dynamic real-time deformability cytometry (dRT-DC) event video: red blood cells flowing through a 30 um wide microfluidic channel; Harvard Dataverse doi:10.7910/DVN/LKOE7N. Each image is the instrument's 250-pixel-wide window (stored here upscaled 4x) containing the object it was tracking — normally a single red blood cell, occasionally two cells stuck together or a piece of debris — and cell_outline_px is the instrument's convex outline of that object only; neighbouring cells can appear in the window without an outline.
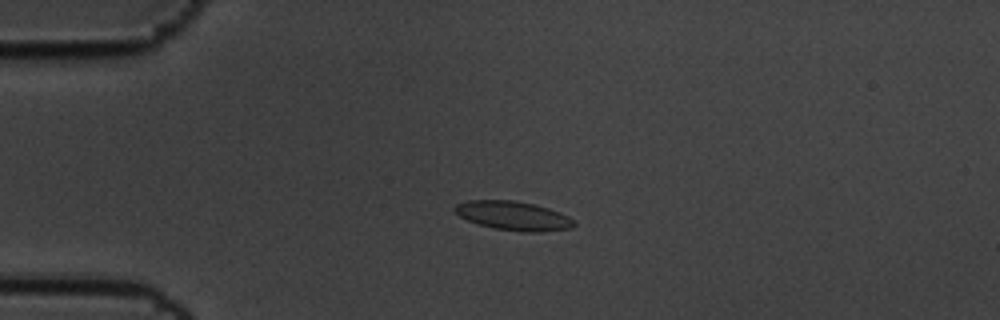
{"species": "common noctule bat (a hibernating species)", "species_latin": "Nyctalus noctula", "temperature_condition": "cold", "stored_images_in_passage": 4, "camera_frame_rate_fps": 3000, "um_per_image_px": 0.085, "animal": {"sex": "male", "body_mass_g": 19.5, "forearm_length_mm": 54.6}, "frame": {"image": 1, "passage_image": 3, "time_ms": 0.667, "image_size_px": [1000, 320], "cell_outline_px": [[576, 224], [572, 228], [540, 232], [520, 232], [496, 228], [476, 224], [460, 216], [452, 208], [456, 204], [468, 200], [512, 200], [536, 204], [560, 212], [576, 220]], "centroid_in_image_um": [43.66, 18.34], "position_along_channel_um": 41.3, "area_um2": 20.35}}